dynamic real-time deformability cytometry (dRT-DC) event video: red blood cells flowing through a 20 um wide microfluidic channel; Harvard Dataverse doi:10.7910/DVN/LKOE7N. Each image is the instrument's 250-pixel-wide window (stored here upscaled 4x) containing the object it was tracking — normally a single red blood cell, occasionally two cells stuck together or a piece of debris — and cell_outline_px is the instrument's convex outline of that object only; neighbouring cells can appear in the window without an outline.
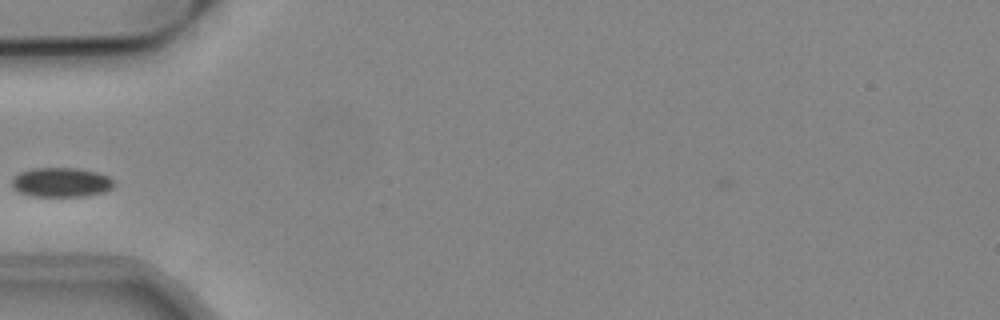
{"species": "common noctule bat (a hibernating species)", "species_latin": "Nyctalus noctula", "temperature_condition": "cold", "stored_images_in_passage": 37, "camera_frame_rate_fps": 3000, "um_per_image_px": 0.085, "animal": {"sex": "male", "body_mass_g": 19.2, "forearm_length_mm": 51.8}, "frame": {"image": 1, "passage_image": 1, "time_ms": 0.0, "image_size_px": [1000, 320], "cell_outline_px": [[116, 184], [112, 188], [104, 192], [84, 196], [32, 196], [20, 192], [12, 188], [12, 180], [20, 172], [32, 168], [80, 168], [96, 172], [108, 176]], "centroid_in_image_um": [5.22, 15.49], "position_along_channel_um": 79.8, "area_um2": 17.51}}
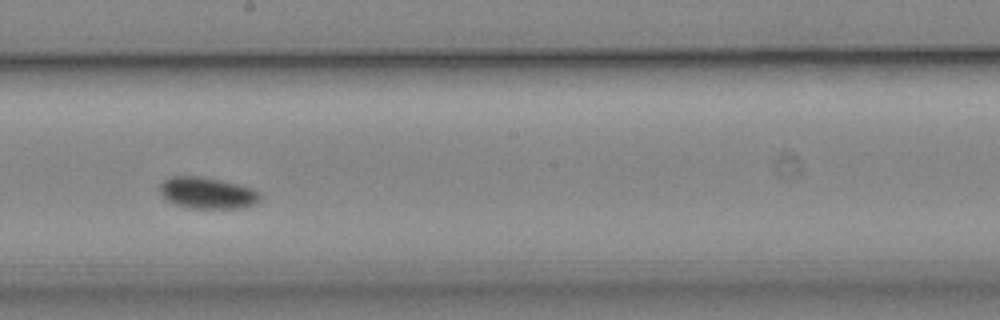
{"frame": {"image": 2, "passage_image": 13, "time_ms": 4.0, "image_size_px": [1000, 320], "cell_outline_px": [[260, 200], [256, 204], [240, 208], [192, 208], [176, 204], [168, 200], [160, 192], [160, 184], [168, 176], [200, 176], [220, 180], [252, 188], [260, 196]], "centroid_in_image_um": [17.61, 16.39], "position_along_channel_um": 230.6, "area_um2": 18.15}}
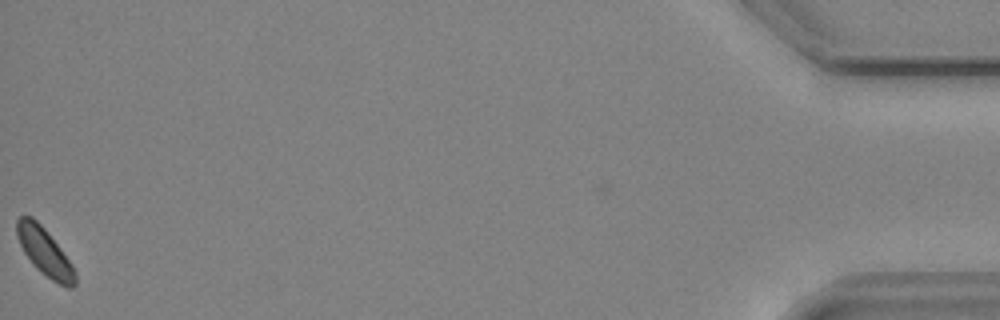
{"frame": {"image": 3, "passage_image": 37, "time_ms": 12.0, "image_size_px": [1000, 320], "cell_outline_px": [[76, 284], [72, 288], [68, 288], [52, 280], [40, 272], [32, 264], [24, 252], [20, 244], [16, 232], [16, 220], [20, 216], [32, 216], [48, 232], [72, 264], [76, 272]], "centroid_in_image_um": [3.8, 21.42], "position_along_channel_um": 431.4, "area_um2": 16.13}}